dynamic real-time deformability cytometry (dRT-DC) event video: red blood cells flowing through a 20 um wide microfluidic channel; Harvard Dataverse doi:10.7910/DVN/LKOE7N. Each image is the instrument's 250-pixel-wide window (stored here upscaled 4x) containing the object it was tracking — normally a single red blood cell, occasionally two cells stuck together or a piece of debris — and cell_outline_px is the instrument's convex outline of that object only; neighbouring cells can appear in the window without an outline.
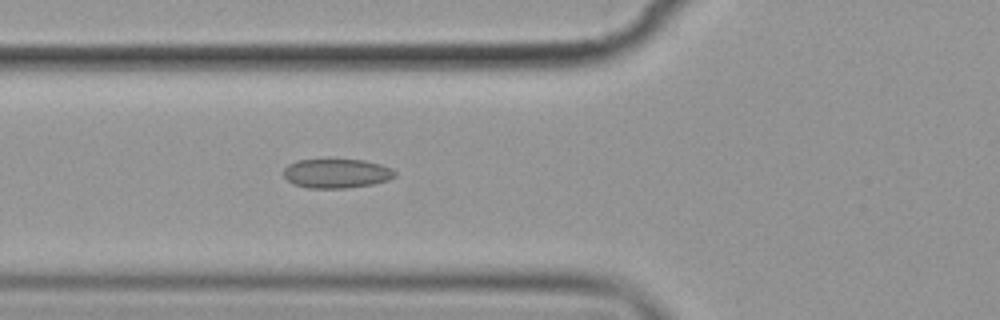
{"species": "common noctule bat (a hibernating species)", "species_latin": "Nyctalus noctula", "temperature_condition": "cold", "stored_images_in_passage": 6, "camera_frame_rate_fps": 3000, "um_per_image_px": 0.085, "animal": {"sex": "female", "body_mass_g": 19.9}, "frame": {"image": 1, "passage_image": 6, "time_ms": 5.667, "image_size_px": [1000, 320], "cell_outline_px": [[396, 176], [388, 180], [372, 184], [348, 188], [308, 188], [296, 184], [288, 180], [284, 176], [284, 168], [288, 164], [296, 160], [328, 156], [364, 160], [380, 164], [392, 168], [396, 172]], "centroid_in_image_um": [28.6, 14.68], "position_along_channel_um": 97.2, "area_um2": 19.88}}